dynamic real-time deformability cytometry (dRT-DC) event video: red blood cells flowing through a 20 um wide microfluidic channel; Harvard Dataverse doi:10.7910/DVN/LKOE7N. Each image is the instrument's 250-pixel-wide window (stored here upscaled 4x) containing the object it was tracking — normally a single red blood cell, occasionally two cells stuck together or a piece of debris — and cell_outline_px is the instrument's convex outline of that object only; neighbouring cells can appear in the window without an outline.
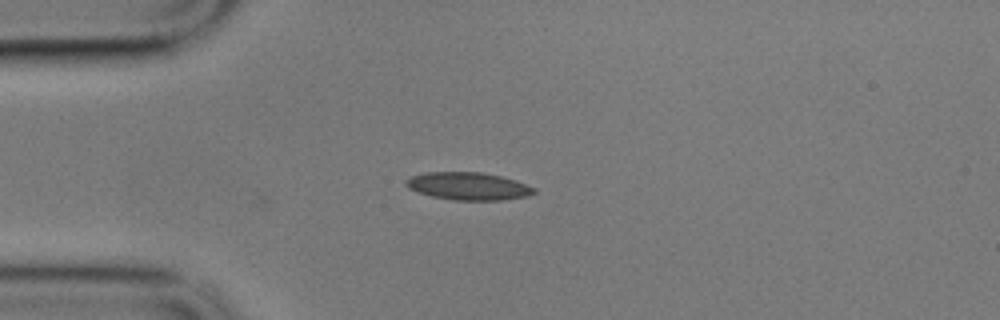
{"species": "common noctule bat (a hibernating species)", "species_latin": "Nyctalus noctula", "temperature_condition": "cold", "stored_images_in_passage": 36, "camera_frame_rate_fps": 3000, "um_per_image_px": 0.085, "animal": {"sex": "male", "body_mass_g": 17.9}, "frame": {"image": 1, "passage_image": 1, "time_ms": 0.0, "image_size_px": [1000, 320], "cell_outline_px": [[536, 192], [528, 196], [500, 200], [452, 200], [432, 196], [408, 188], [404, 184], [404, 180], [412, 176], [424, 172], [480, 172], [500, 176], [536, 188]], "centroid_in_image_um": [39.77, 15.82], "position_along_channel_um": 45.2, "area_um2": 20.46}}
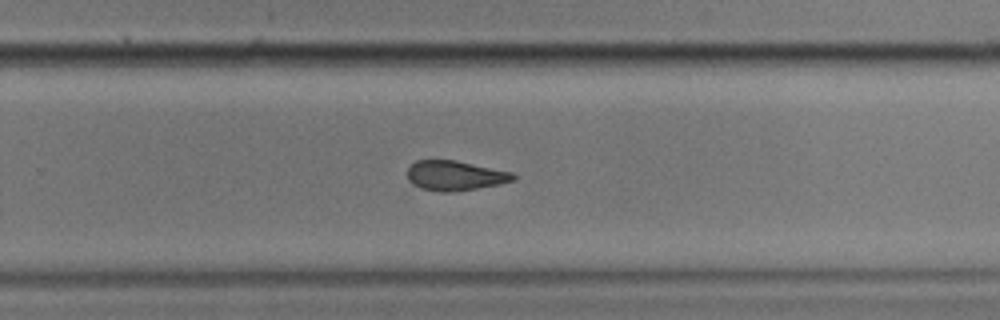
{"frame": {"image": 2, "passage_image": 24, "time_ms": 7.667, "image_size_px": [1000, 320], "cell_outline_px": [[516, 180], [500, 184], [452, 192], [440, 192], [420, 188], [412, 184], [408, 180], [408, 168], [416, 160], [456, 160], [512, 172], [516, 176]], "centroid_in_image_um": [38.68, 14.93], "position_along_channel_um": 291.1, "area_um2": 18.44}}
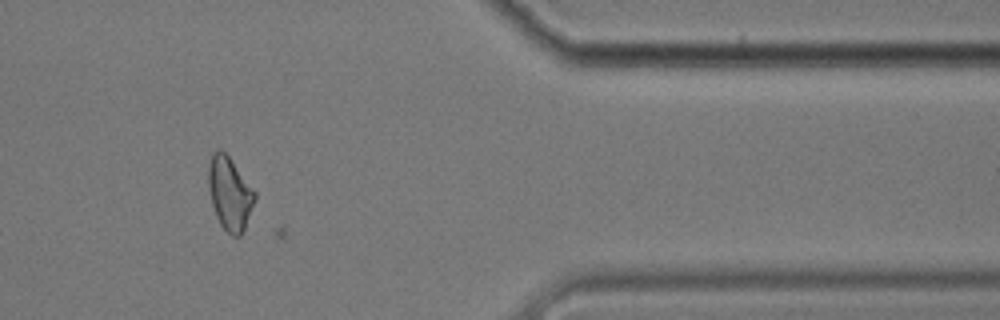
{"frame": {"image": 3, "passage_image": 35, "time_ms": 11.333, "image_size_px": [1000, 320], "cell_outline_px": [[256, 200], [244, 228], [240, 236], [232, 236], [220, 224], [216, 216], [212, 204], [208, 188], [208, 164], [212, 152], [216, 148], [220, 148], [228, 156], [256, 192]], "centroid_in_image_um": [19.51, 16.42], "position_along_channel_um": 391.9, "area_um2": 19.77}, "authors_computed_cell_mechanics": {"area_um2": 19.3341, "velocity_mm_per_s": 3.4186, "shape_relaxation_time_tau1_ms": null, "shape_relaxation_time_tau2_ms": 3.7439, "deformation_change_tau1": null, "deformation_change_tau2": 0.1126}}